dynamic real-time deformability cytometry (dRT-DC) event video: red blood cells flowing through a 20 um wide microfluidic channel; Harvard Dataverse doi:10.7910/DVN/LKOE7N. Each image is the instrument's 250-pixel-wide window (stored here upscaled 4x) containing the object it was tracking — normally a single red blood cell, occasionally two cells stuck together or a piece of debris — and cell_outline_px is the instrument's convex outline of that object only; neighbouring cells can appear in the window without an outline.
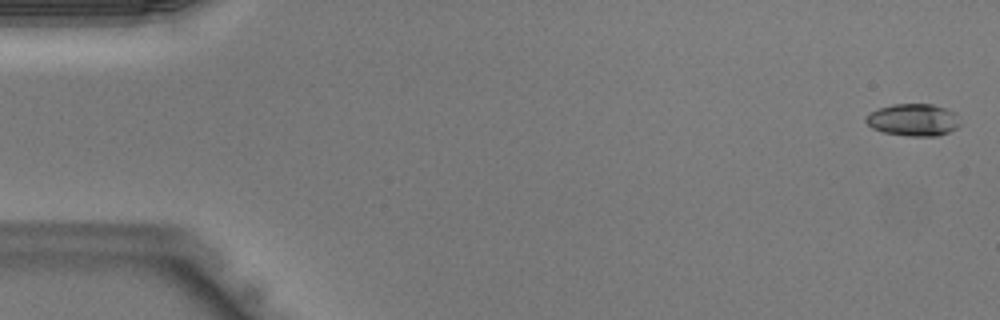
{"species": "Egyptian fruit bat (a non-hibernating species)", "species_latin": "Rousettus aegyptiacus", "temperature_condition": "warm", "stored_images_in_passage": 9, "camera_frame_rate_fps": 3000, "um_per_image_px": 0.085, "animal": {"sex": "male"}, "frame": {"image": 1, "passage_image": 1, "time_ms": 0.0, "image_size_px": [1000, 320], "cell_outline_px": [[960, 124], [956, 128], [948, 132], [936, 136], [908, 136], [884, 132], [872, 128], [864, 120], [864, 116], [880, 108], [892, 104], [932, 104], [956, 112]], "centroid_in_image_um": [77.63, 10.19], "position_along_channel_um": 7.4, "area_um2": 17.63}}